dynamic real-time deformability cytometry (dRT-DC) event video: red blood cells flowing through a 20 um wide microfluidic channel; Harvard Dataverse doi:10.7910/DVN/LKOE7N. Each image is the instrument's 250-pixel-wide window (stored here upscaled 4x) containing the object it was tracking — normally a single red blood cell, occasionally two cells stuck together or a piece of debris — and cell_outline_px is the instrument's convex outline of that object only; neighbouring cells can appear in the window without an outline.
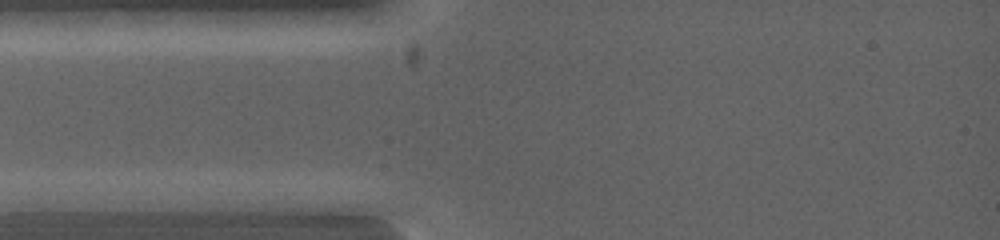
{"species": "common noctule bat (a hibernating species)", "species_latin": "Nyctalus noctula", "temperature_condition": "warm", "stored_images_in_passage": 2, "camera_frame_rate_fps": 5000, "um_per_image_px": 0.085, "animal": {"sex": "female", "body_mass_g": 19.0, "forearm_length_mm": 53.3}, "frame": {"image": 1, "passage_image": 1, "time_ms": 0.0, "image_size_px": [1000, 240], "cell_outline_px": [[124, 200], [92, 212], [16, 212], [12, 200], [40, 192], [104, 192]], "centroid_in_image_um": [5.5, 17.18], "position_along_channel_um": 79.5, "area_um2": 13.24}}